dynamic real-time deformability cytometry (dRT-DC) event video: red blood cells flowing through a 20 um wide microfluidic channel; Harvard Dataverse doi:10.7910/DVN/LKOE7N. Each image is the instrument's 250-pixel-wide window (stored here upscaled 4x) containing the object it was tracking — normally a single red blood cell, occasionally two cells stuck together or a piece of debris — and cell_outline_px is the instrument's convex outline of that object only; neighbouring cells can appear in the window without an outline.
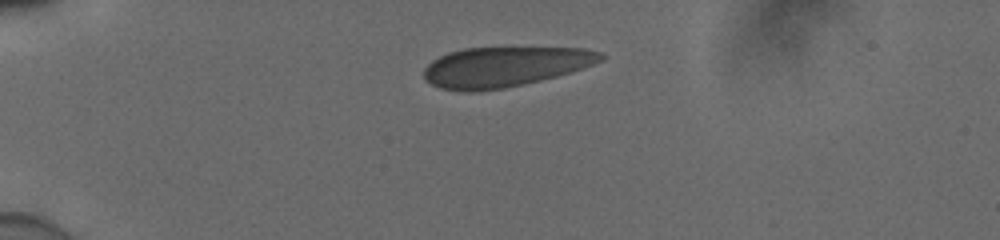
{"species": "human", "species_latin": "Homo sapiens", "temperature_condition": "cold", "stored_images_in_passage": 29, "camera_frame_rate_fps": 3000, "um_per_image_px": 0.085, "donor": {"sex": "male"}, "frame": {"image": 1, "passage_image": 1, "time_ms": 0.0, "image_size_px": [1000, 240], "cell_outline_px": [[608, 56], [604, 60], [556, 76], [524, 84], [504, 88], [480, 92], [464, 92], [440, 88], [424, 80], [424, 68], [432, 60], [448, 52], [464, 48], [584, 48], [604, 52]], "centroid_in_image_um": [42.88, 5.68], "position_along_channel_um": 42.1, "area_um2": 41.38}}
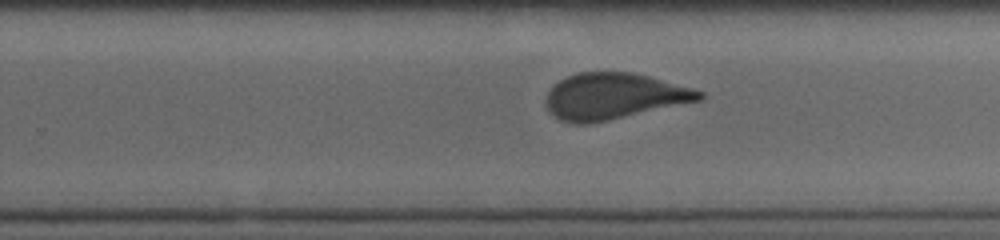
{"frame": {"image": 2, "passage_image": 13, "time_ms": 4.0, "image_size_px": [1000, 240], "cell_outline_px": [[704, 96], [700, 100], [608, 120], [584, 124], [576, 124], [560, 120], [544, 104], [544, 100], [548, 92], [560, 80], [576, 72], [632, 72], [648, 76], [692, 88], [704, 92]], "centroid_in_image_um": [52.15, 8.17], "position_along_channel_um": 277.7, "area_um2": 40.75}}
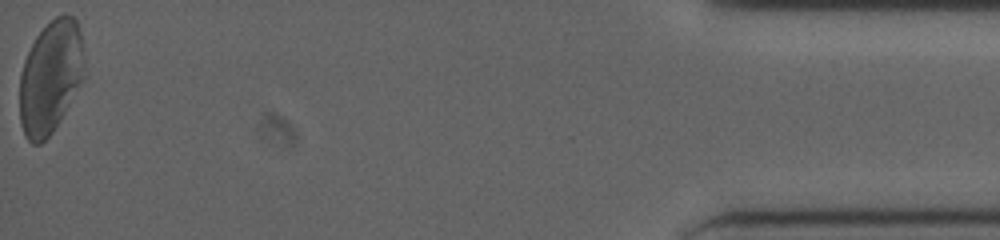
{"frame": {"image": 3, "passage_image": 29, "time_ms": 9.333, "image_size_px": [1000, 240], "cell_outline_px": [[84, 80], [52, 132], [40, 144], [32, 144], [24, 136], [20, 124], [20, 72], [24, 60], [36, 36], [56, 16], [64, 12], [72, 16], [76, 20], [80, 32], [84, 64]], "centroid_in_image_um": [4.29, 6.56], "position_along_channel_um": 430.9, "area_um2": 42.54}}